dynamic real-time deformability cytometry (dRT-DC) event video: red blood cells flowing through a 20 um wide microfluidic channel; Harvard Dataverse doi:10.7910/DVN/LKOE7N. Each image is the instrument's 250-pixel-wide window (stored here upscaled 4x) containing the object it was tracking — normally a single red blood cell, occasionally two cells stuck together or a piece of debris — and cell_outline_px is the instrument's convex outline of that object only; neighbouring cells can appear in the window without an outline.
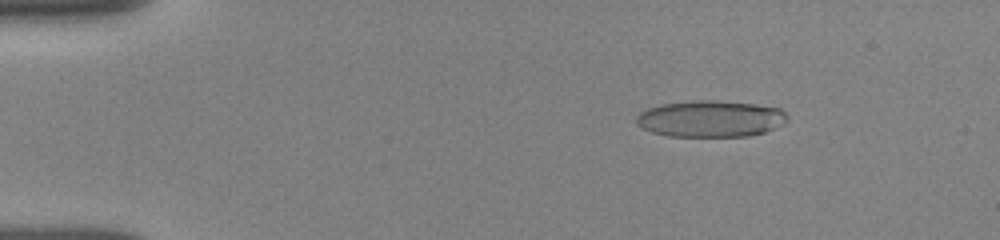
{"species": "human", "species_latin": "Homo sapiens", "temperature_condition": "room temperature", "stored_images_in_passage": 26, "camera_frame_rate_fps": 3000, "um_per_image_px": 0.085, "donor": {"sex": "female"}, "frame": {"image": 1, "passage_image": 8, "time_ms": 2.333, "image_size_px": [1000, 240], "cell_outline_px": [[788, 120], [784, 124], [764, 132], [748, 136], [668, 136], [652, 132], [636, 124], [636, 116], [640, 112], [648, 108], [660, 104], [692, 100], [716, 100], [756, 104], [780, 108], [784, 112]], "centroid_in_image_um": [60.39, 10.08], "position_along_channel_um": 24.6, "area_um2": 32.25}}
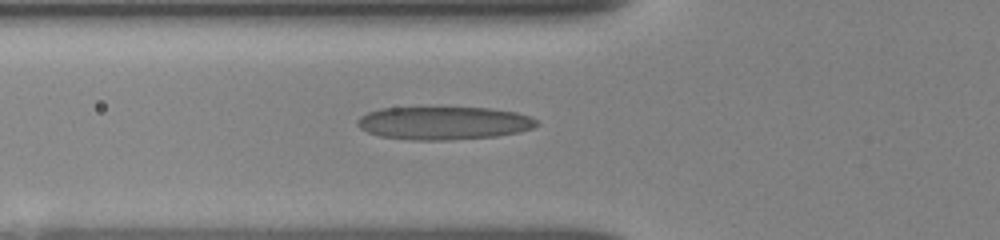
{"frame": {"image": 2, "passage_image": 19, "time_ms": 6.0, "image_size_px": [1000, 240], "cell_outline_px": [[540, 124], [532, 128], [516, 132], [496, 136], [448, 140], [412, 140], [380, 136], [368, 132], [360, 128], [356, 124], [356, 120], [360, 116], [368, 112], [380, 108], [488, 108], [516, 112], [528, 116], [536, 120]], "centroid_in_image_um": [37.68, 10.46], "position_along_channel_um": 88.1, "area_um2": 34.33}}
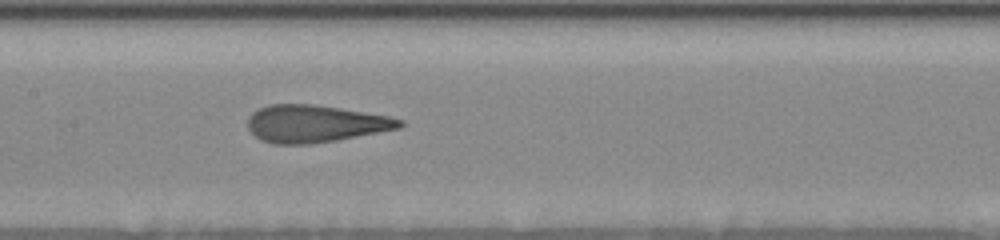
{"frame": {"image": 3, "passage_image": 24, "time_ms": 8.333, "image_size_px": [1000, 240], "cell_outline_px": [[404, 124], [400, 128], [336, 140], [308, 144], [272, 144], [260, 140], [248, 128], [248, 116], [252, 112], [268, 104], [316, 104], [388, 116], [404, 120]], "centroid_in_image_um": [26.76, 10.51], "position_along_channel_um": 180.6, "area_um2": 33.0}}